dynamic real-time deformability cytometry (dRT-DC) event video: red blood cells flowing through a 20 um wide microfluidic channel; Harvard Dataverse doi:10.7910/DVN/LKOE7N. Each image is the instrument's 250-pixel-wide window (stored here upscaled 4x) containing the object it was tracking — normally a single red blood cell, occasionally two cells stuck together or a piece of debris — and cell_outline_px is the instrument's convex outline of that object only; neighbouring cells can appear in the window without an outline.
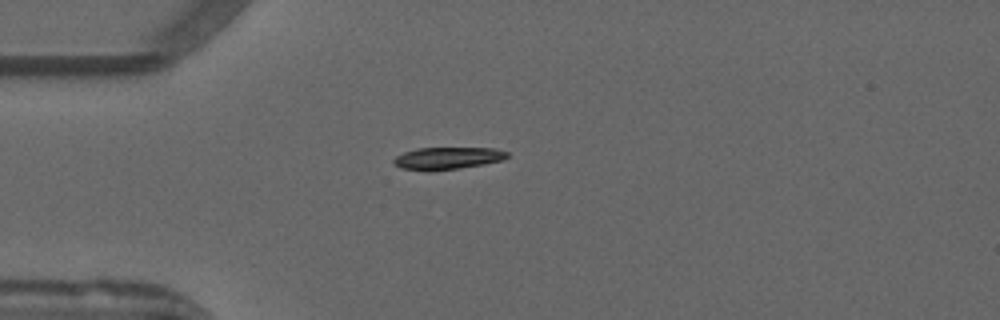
{"species": "common noctule bat (a hibernating species)", "species_latin": "Nyctalus noctula", "temperature_condition": "warm", "stored_images_in_passage": 53, "camera_frame_rate_fps": 3000, "um_per_image_px": 0.085, "animal": {"sex": "male", "forearm_length_mm": 52.5}, "frame": {"image": 1, "passage_image": 14, "time_ms": 4.333, "image_size_px": [1000, 320], "cell_outline_px": [[508, 156], [504, 160], [484, 164], [460, 168], [428, 172], [400, 168], [392, 164], [392, 160], [396, 156], [404, 152], [416, 148], [496, 148], [508, 152]], "centroid_in_image_um": [38.0, 13.46], "position_along_channel_um": 47.0, "area_um2": 15.03}}
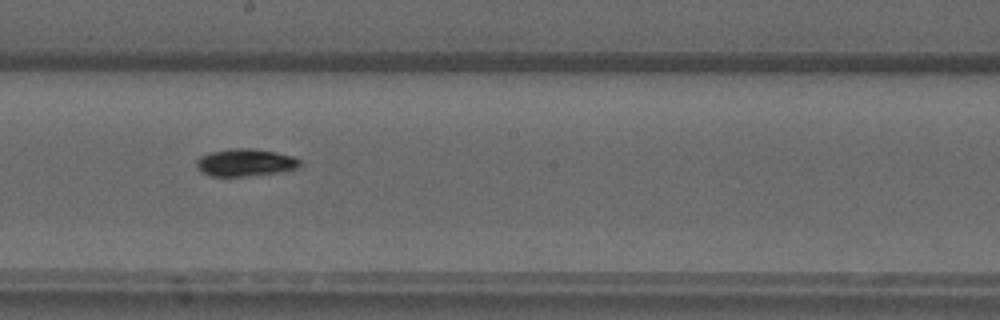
{"frame": {"image": 2, "passage_image": 29, "time_ms": 9.333, "image_size_px": [1000, 320], "cell_outline_px": [[300, 168], [280, 172], [244, 176], [212, 176], [200, 172], [196, 164], [196, 160], [200, 156], [208, 152], [232, 148], [252, 148], [276, 152], [292, 156], [300, 160]], "centroid_in_image_um": [20.84, 13.81], "position_along_channel_um": 227.4, "area_um2": 16.65}}
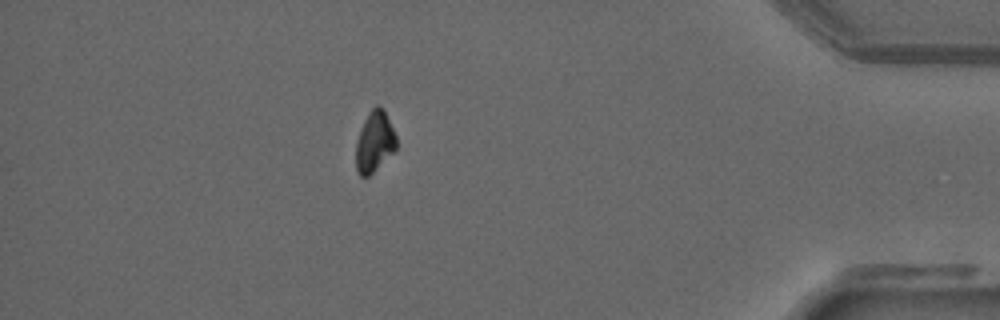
{"frame": {"image": 3, "passage_image": 46, "time_ms": 15.0, "image_size_px": [1000, 320], "cell_outline_px": [[396, 148], [368, 176], [360, 176], [356, 172], [356, 140], [360, 128], [368, 112], [376, 104], [380, 104], [384, 108], [396, 136]], "centroid_in_image_um": [31.81, 11.99], "position_along_channel_um": 403.4, "area_um2": 14.28}, "authors_computed_cell_mechanics": {"area_um2": 15.028, "velocity_mm_per_s": 3.921, "shape_relaxation_time_tau1_ms": 4.7802, "shape_relaxation_time_tau2_ms": null, "deformation_change_tau1": 0.1373, "deformation_change_tau2": null}}